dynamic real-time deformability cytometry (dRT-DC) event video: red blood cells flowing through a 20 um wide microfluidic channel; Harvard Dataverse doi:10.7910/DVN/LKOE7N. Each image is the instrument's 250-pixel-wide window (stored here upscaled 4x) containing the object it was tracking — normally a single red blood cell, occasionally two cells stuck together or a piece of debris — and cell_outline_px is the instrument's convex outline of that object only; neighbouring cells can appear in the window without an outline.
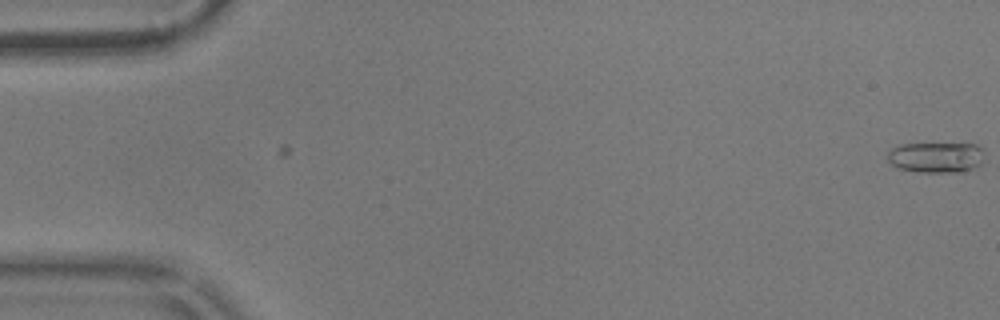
{"species": "common noctule bat (a hibernating species)", "species_latin": "Nyctalus noctula", "temperature_condition": "warm", "stored_images_in_passage": 2, "camera_frame_rate_fps": 3000, "um_per_image_px": 0.085, "animal": {"sex": "male", "body_mass_g": 17.9}, "frame": {"image": 1, "passage_image": 2, "time_ms": 0.333, "image_size_px": [1000, 320], "cell_outline_px": [[980, 164], [972, 168], [960, 172], [920, 172], [900, 168], [892, 164], [888, 160], [888, 152], [892, 148], [900, 144], [976, 144], [980, 148]], "centroid_in_image_um": [79.51, 13.37], "position_along_channel_um": 5.5, "area_um2": 16.82}}